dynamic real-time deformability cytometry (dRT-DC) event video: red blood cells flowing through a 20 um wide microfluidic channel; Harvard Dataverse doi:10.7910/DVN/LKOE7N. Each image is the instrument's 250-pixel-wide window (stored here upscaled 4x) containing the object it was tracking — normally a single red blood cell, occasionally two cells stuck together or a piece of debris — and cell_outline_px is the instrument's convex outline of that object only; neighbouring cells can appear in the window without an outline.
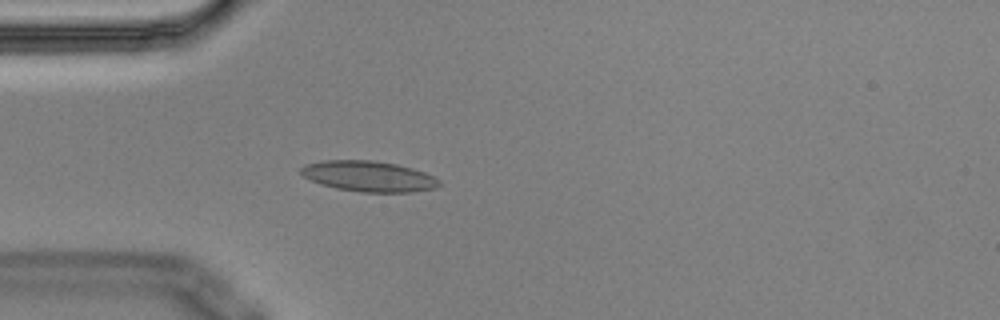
{"species": "Egyptian fruit bat (a non-hibernating species)", "species_latin": "Rousettus aegyptiacus", "temperature_condition": "cold", "stored_images_in_passage": 4, "camera_frame_rate_fps": 3000, "um_per_image_px": 0.085, "animal": {"sex": "male"}, "frame": {"image": 1, "passage_image": 4, "time_ms": 1.0, "image_size_px": [1000, 320], "cell_outline_px": [[440, 184], [436, 188], [412, 192], [360, 192], [336, 188], [320, 184], [304, 176], [300, 172], [300, 168], [304, 164], [324, 160], [372, 160], [396, 164], [412, 168], [424, 172], [440, 180]], "centroid_in_image_um": [31.33, 14.98], "position_along_channel_um": 53.7, "area_um2": 24.68}}